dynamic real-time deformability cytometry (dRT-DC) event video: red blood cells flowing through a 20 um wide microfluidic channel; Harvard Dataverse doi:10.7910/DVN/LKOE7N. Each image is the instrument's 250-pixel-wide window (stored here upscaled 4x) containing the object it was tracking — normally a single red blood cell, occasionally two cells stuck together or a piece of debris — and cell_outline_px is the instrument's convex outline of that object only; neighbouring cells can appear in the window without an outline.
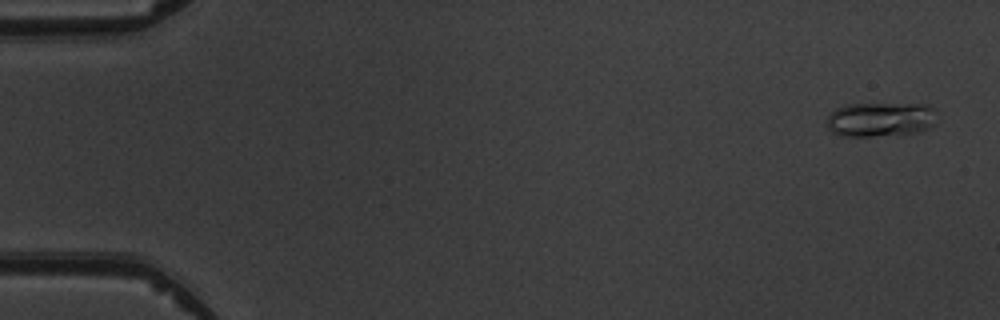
{"species": "common noctule bat (a hibernating species)", "species_latin": "Nyctalus noctula", "temperature_condition": "warm", "stored_images_in_passage": 4, "camera_frame_rate_fps": 3000, "um_per_image_px": 0.085, "animal": {"sex": "male", "body_mass_g": 19.5, "forearm_length_mm": 54.6}, "frame": {"image": 1, "passage_image": 1, "time_ms": 0.0, "image_size_px": [1000, 320], "cell_outline_px": [[936, 124], [920, 132], [872, 136], [844, 136], [832, 132], [828, 128], [828, 116], [836, 108], [848, 104], [928, 104], [936, 108]], "centroid_in_image_um": [74.9, 10.14], "position_along_channel_um": 10.1, "area_um2": 22.25}}